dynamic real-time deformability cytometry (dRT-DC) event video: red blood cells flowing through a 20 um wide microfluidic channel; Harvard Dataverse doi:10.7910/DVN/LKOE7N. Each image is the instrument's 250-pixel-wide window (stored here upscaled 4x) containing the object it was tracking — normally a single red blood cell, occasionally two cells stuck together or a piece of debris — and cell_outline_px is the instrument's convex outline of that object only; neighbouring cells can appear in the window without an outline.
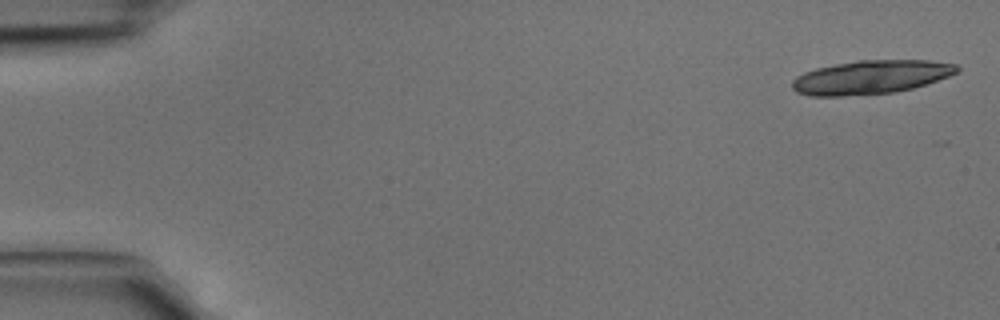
{"species": "common noctule bat (a hibernating species)", "species_latin": "Nyctalus noctula", "temperature_condition": "cold", "stored_images_in_passage": 6, "camera_frame_rate_fps": 3000, "um_per_image_px": 0.085, "animal": {"sex": "male", "body_mass_g": 15.6}, "frame": {"image": 1, "passage_image": 1, "time_ms": 0.0, "image_size_px": [1000, 320], "cell_outline_px": [[960, 68], [956, 72], [948, 76], [912, 88], [896, 92], [840, 96], [812, 96], [796, 92], [792, 88], [792, 80], [796, 76], [804, 72], [816, 68], [836, 64], [860, 60], [928, 60], [956, 64]], "centroid_in_image_um": [73.99, 6.55], "position_along_channel_um": 11.0, "area_um2": 32.14}}